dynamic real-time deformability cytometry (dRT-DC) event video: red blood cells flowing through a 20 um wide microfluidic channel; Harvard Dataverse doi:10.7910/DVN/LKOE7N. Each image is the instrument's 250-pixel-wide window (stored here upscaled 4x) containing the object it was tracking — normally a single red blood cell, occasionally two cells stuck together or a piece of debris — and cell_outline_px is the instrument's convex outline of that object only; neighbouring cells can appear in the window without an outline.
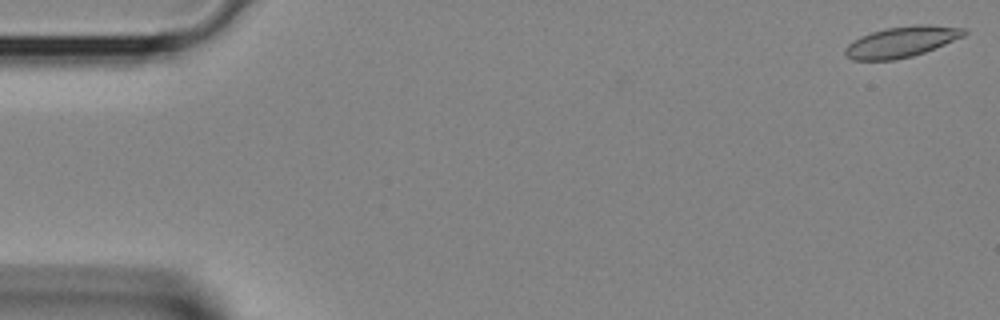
{"species": "Egyptian fruit bat (a non-hibernating species)", "species_latin": "Rousettus aegyptiacus", "temperature_condition": "room temperature", "stored_images_in_passage": 38, "camera_frame_rate_fps": 3000, "um_per_image_px": 0.085, "animal": {"sex": "female"}, "frame": {"image": 1, "passage_image": 1, "time_ms": 0.0, "image_size_px": [1000, 320], "cell_outline_px": [[968, 32], [964, 36], [924, 52], [912, 56], [896, 60], [852, 60], [844, 52], [844, 48], [852, 40], [860, 36], [884, 28], [916, 24], [928, 24], [964, 28]], "centroid_in_image_um": [76.61, 3.55], "position_along_channel_um": 8.4, "area_um2": 21.39}}
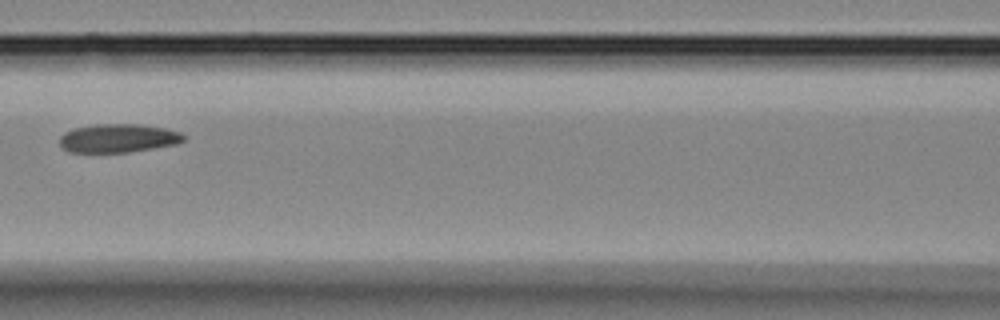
{"frame": {"image": 2, "passage_image": 17, "time_ms": 5.333, "image_size_px": [1000, 320], "cell_outline_px": [[184, 140], [176, 144], [128, 152], [68, 152], [60, 144], [60, 136], [64, 132], [72, 128], [96, 124], [140, 124], [168, 128], [180, 132], [184, 136]], "centroid_in_image_um": [10.04, 11.73], "position_along_channel_um": 156.6, "area_um2": 20.69}}
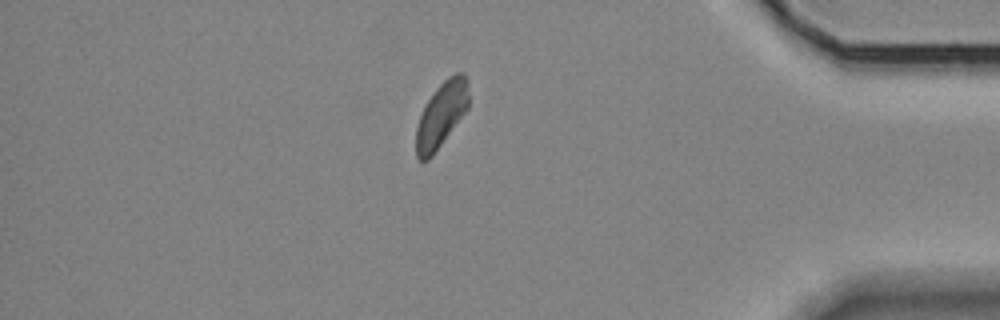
{"frame": {"image": 3, "passage_image": 33, "time_ms": 10.667, "image_size_px": [1000, 320], "cell_outline_px": [[468, 108], [432, 156], [428, 160], [420, 160], [416, 156], [416, 128], [420, 116], [428, 100], [436, 88], [448, 76], [456, 72], [460, 72], [468, 80]], "centroid_in_image_um": [37.51, 9.74], "position_along_channel_um": 397.7, "area_um2": 19.65}}